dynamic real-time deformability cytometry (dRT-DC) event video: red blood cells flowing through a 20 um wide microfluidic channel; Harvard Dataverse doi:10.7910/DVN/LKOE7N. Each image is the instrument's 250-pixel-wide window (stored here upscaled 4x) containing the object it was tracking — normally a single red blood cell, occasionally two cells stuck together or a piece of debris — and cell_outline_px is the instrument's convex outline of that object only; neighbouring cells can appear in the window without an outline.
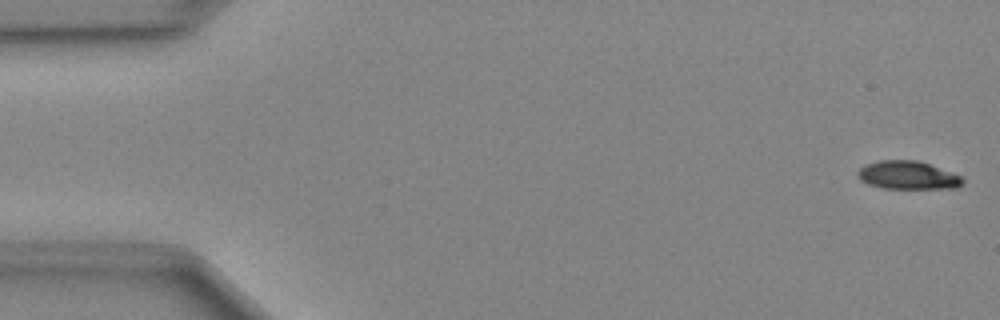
{"species": "Egyptian fruit bat (a non-hibernating species)", "species_latin": "Rousettus aegyptiacus", "temperature_condition": "cold", "stored_images_in_passage": 14, "camera_frame_rate_fps": 3000, "um_per_image_px": 0.085, "animal": {"sex": "female"}, "frame": {"image": 1, "passage_image": 1, "time_ms": 0.0, "image_size_px": [1000, 320], "cell_outline_px": [[964, 184], [956, 188], [884, 188], [868, 184], [860, 180], [856, 172], [864, 164], [880, 160], [916, 160], [928, 164], [960, 176], [964, 180]], "centroid_in_image_um": [77.12, 14.89], "position_along_channel_um": 7.9, "area_um2": 17.11}}